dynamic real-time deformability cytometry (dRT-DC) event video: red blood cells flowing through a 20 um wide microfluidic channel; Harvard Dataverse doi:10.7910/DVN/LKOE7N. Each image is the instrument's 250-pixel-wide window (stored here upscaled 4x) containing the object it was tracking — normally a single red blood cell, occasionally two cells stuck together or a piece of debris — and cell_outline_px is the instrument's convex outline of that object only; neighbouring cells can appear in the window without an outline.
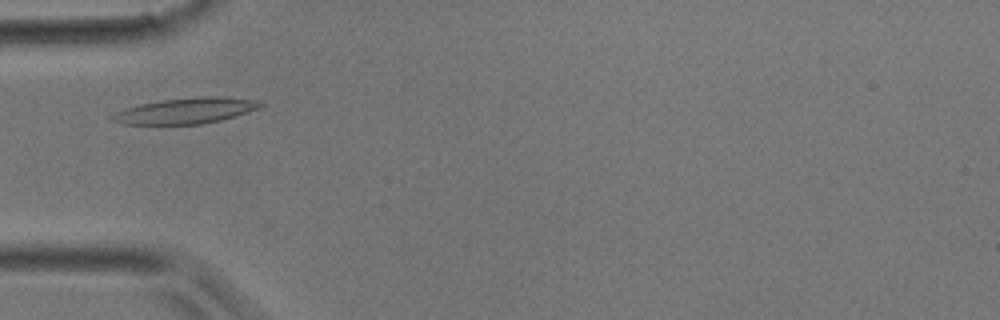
{"species": "common noctule bat (a hibernating species)", "species_latin": "Nyctalus noctula", "temperature_condition": "room temperature", "stored_images_in_passage": 5, "camera_frame_rate_fps": 3000, "um_per_image_px": 0.085, "animal": {"sex": "male", "body_mass_g": 17.9}, "frame": {"image": 1, "passage_image": 1, "time_ms": 0.0, "image_size_px": [1000, 320], "cell_outline_px": [[264, 104], [260, 108], [236, 116], [204, 124], [120, 124], [112, 120], [108, 116], [124, 108], [140, 104], [160, 100], [200, 96], [212, 96], [256, 100]], "centroid_in_image_um": [15.76, 9.42], "position_along_channel_um": 69.2, "area_um2": 22.31}}
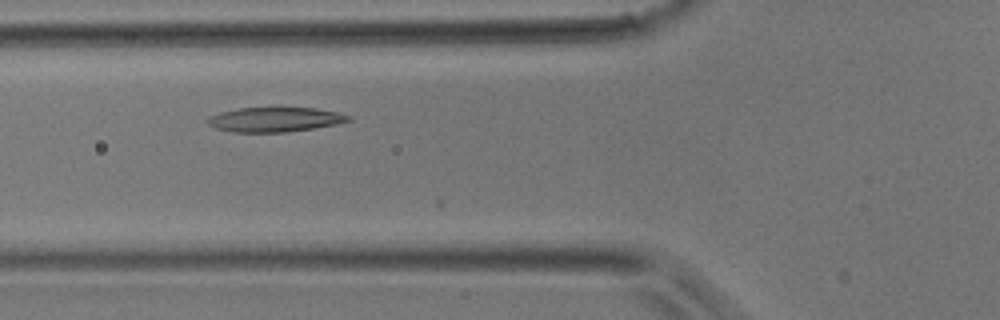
{"frame": {"image": 2, "passage_image": 3, "time_ms": 0.667, "image_size_px": [1000, 320], "cell_outline_px": [[352, 120], [340, 124], [284, 132], [232, 132], [216, 128], [208, 124], [204, 120], [208, 116], [220, 112], [236, 108], [316, 108], [336, 112], [348, 116]], "centroid_in_image_um": [23.31, 10.16], "position_along_channel_um": 102.5, "area_um2": 20.17}}